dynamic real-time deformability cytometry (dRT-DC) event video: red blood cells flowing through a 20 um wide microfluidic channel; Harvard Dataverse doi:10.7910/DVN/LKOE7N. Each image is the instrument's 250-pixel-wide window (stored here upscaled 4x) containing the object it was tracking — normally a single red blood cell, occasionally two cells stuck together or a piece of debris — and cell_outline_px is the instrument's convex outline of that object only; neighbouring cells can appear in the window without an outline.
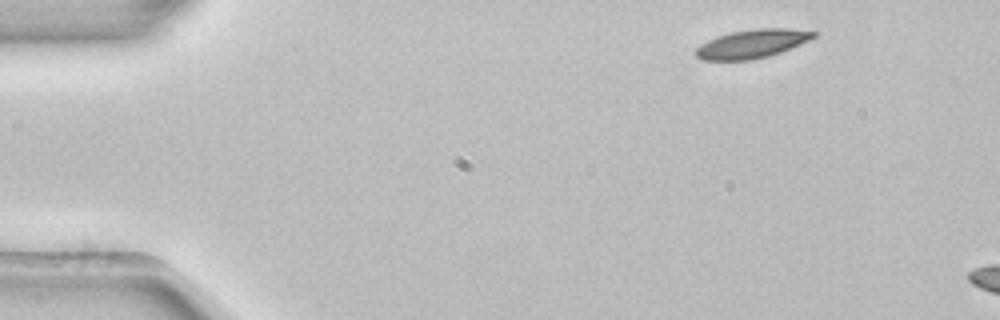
{"species": "common noctule bat (a hibernating species)", "species_latin": "Nyctalus noctula", "temperature_condition": "room temperature", "stored_images_in_passage": 2, "camera_frame_rate_fps": 3000, "um_per_image_px": 0.085, "animal": {"sex": "female", "body_mass_g": 22.7, "forearm_length_mm": 54.2}, "frame": {"image": 1, "passage_image": 1, "time_ms": 0.0, "image_size_px": [1000, 320], "cell_outline_px": [[816, 36], [808, 40], [780, 52], [768, 56], [748, 60], [700, 60], [696, 56], [696, 48], [700, 44], [716, 36], [732, 32], [756, 28], [788, 28], [816, 32]], "centroid_in_image_um": [63.88, 3.72], "position_along_channel_um": 21.1, "area_um2": 19.42}}